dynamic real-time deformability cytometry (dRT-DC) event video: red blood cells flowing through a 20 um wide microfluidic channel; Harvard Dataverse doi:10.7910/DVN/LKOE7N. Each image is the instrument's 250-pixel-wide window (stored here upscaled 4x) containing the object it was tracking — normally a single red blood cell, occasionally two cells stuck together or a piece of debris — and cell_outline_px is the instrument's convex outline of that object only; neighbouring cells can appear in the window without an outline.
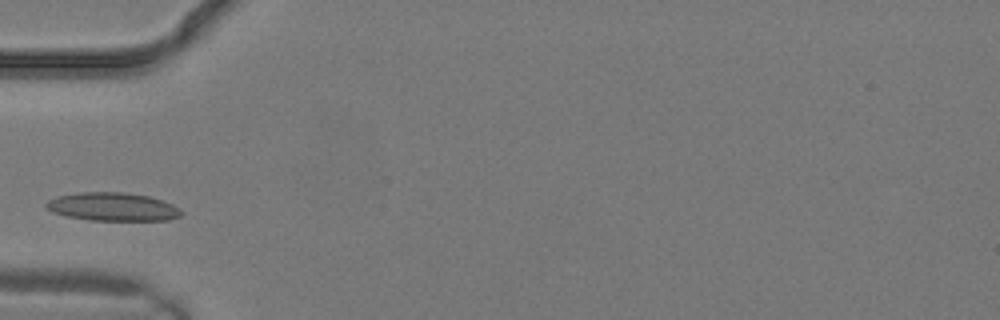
{"species": "common noctule bat (a hibernating species)", "species_latin": "Nyctalus noctula", "temperature_condition": "warm", "stored_images_in_passage": 2, "camera_frame_rate_fps": 3000, "um_per_image_px": 0.085, "animal": {"sex": "male", "body_mass_g": 19.2, "forearm_length_mm": 51.8}, "frame": {"image": 1, "passage_image": 2, "time_ms": 0.333, "image_size_px": [1000, 320], "cell_outline_px": [[184, 212], [180, 216], [168, 220], [88, 220], [68, 216], [52, 212], [44, 204], [48, 200], [56, 196], [80, 192], [124, 192], [148, 196], [172, 204], [180, 208]], "centroid_in_image_um": [9.58, 17.57], "position_along_channel_um": 75.4, "area_um2": 22.25}}